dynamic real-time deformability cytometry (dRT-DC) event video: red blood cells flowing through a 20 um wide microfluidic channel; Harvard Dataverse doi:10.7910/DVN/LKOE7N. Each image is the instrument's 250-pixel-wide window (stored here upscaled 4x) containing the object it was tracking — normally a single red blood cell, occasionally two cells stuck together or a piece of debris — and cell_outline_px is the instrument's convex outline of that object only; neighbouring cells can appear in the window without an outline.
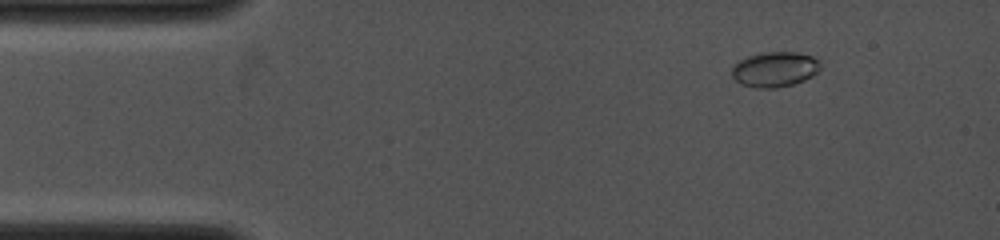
{"species": "common noctule bat (a hibernating species)", "species_latin": "Nyctalus noctula", "temperature_condition": "cold", "stored_images_in_passage": 11, "camera_frame_rate_fps": 4000, "um_per_image_px": 0.085, "animal": {"sex": "female", "body_mass_g": 19.0, "forearm_length_mm": 53.3}, "frame": {"image": 1, "passage_image": 4, "time_ms": 1.25, "image_size_px": [1000, 240], "cell_outline_px": [[820, 68], [812, 76], [804, 80], [792, 84], [776, 88], [756, 88], [740, 84], [732, 76], [732, 68], [736, 60], [748, 56], [764, 52], [796, 52], [812, 56], [820, 60]], "centroid_in_image_um": [65.83, 5.89], "position_along_channel_um": 19.2, "area_um2": 18.26}}
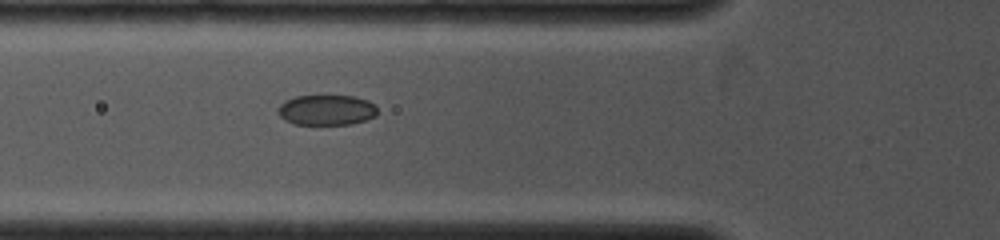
{"frame": {"image": 2, "passage_image": 11, "time_ms": 4.75, "image_size_px": [1000, 240], "cell_outline_px": [[376, 116], [352, 124], [292, 124], [284, 120], [276, 112], [280, 104], [284, 100], [296, 96], [352, 96], [368, 100], [376, 104]], "centroid_in_image_um": [27.73, 9.35], "position_along_channel_um": 98.1, "area_um2": 17.69}}